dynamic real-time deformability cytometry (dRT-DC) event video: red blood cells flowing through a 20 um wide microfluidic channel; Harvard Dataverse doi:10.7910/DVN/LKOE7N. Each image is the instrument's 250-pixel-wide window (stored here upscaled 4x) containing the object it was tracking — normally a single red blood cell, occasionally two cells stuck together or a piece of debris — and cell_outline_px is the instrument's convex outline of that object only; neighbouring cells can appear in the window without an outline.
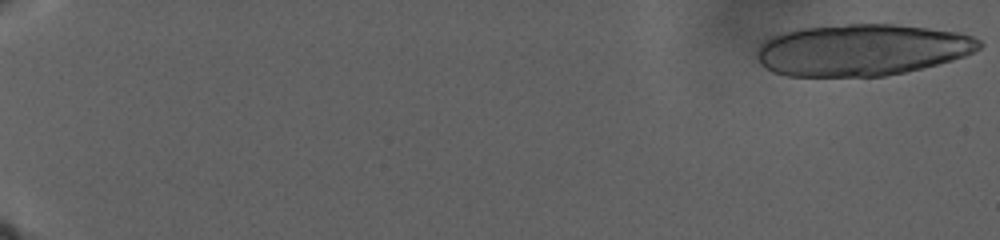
{"species": "human", "species_latin": "Homo sapiens", "temperature_condition": "warm", "stored_images_in_passage": 24, "camera_frame_rate_fps": 3000, "um_per_image_px": 0.085, "donor": {"sex": "male"}, "frame": {"image": 1, "passage_image": 1, "time_ms": 0.0, "image_size_px": [1000, 240], "cell_outline_px": [[984, 44], [980, 48], [964, 56], [952, 60], [904, 72], [884, 76], [784, 76], [772, 72], [760, 64], [756, 56], [756, 48], [764, 40], [780, 32], [796, 28], [848, 24], [892, 24], [928, 28], [960, 32], [972, 36], [980, 40]], "centroid_in_image_um": [73.2, 4.23], "position_along_channel_um": 11.8, "area_um2": 67.28}}